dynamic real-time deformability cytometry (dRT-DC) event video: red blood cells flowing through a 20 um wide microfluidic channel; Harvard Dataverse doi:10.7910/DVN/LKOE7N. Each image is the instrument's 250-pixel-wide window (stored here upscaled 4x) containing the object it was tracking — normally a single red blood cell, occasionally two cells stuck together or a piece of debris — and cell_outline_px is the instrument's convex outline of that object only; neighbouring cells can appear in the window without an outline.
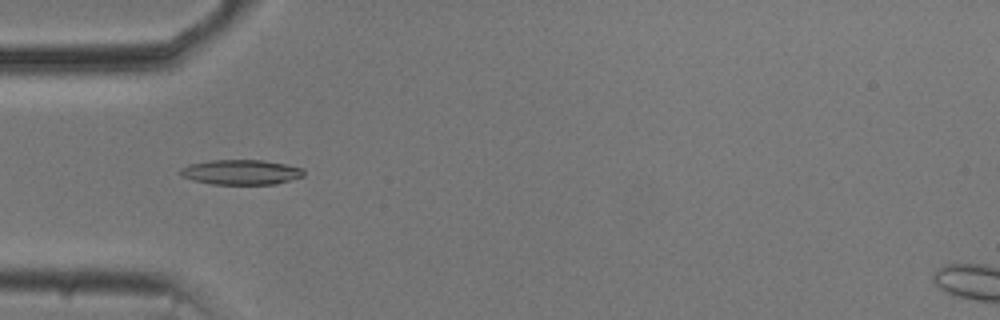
{"species": "common noctule bat (a hibernating species)", "species_latin": "Nyctalus noctula", "temperature_condition": "cold", "stored_images_in_passage": 54, "camera_frame_rate_fps": 3000, "um_per_image_px": 0.085, "animal": {"sex": "male", "body_mass_g": 20.5, "forearm_length_mm": 52.5}, "frame": {"image": 1, "passage_image": 17, "time_ms": 5.333, "image_size_px": [1000, 320], "cell_outline_px": [[304, 176], [276, 184], [212, 184], [180, 176], [176, 172], [180, 168], [188, 164], [212, 160], [264, 160], [304, 168]], "centroid_in_image_um": [20.46, 14.63], "position_along_channel_um": 64.5, "area_um2": 18.03}}
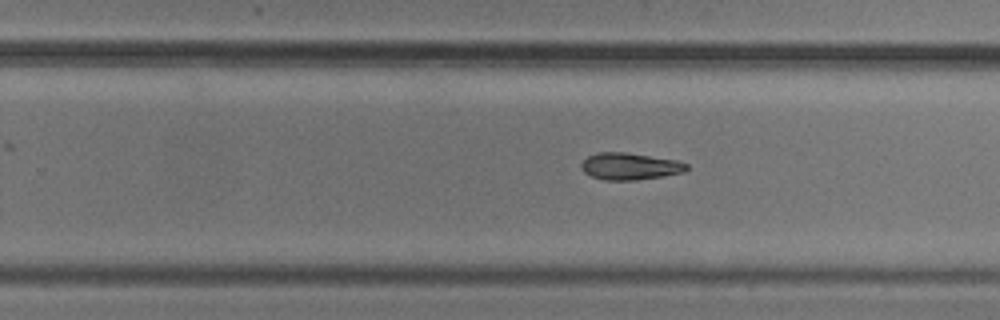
{"frame": {"image": 2, "passage_image": 34, "time_ms": 11.0, "image_size_px": [1000, 320], "cell_outline_px": [[688, 168], [684, 172], [636, 180], [604, 180], [592, 176], [584, 172], [580, 168], [580, 164], [588, 156], [596, 152], [624, 152], [676, 160], [688, 164]], "centroid_in_image_um": [53.5, 14.13], "position_along_channel_um": 276.3, "area_um2": 16.42}}
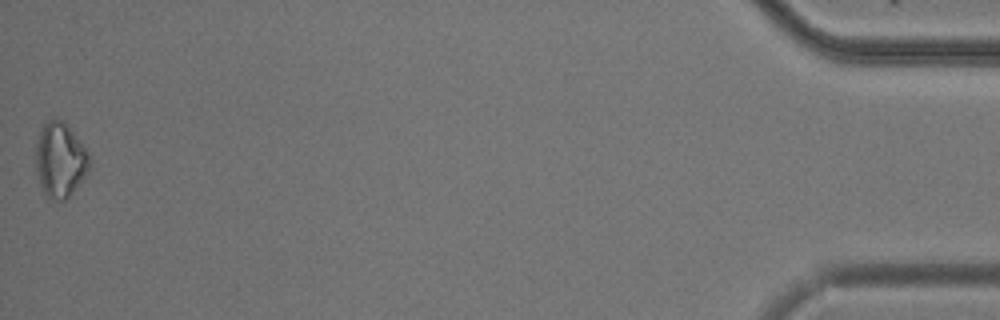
{"frame": {"image": 3, "passage_image": 54, "time_ms": 17.667, "image_size_px": [1000, 320], "cell_outline_px": [[88, 172], [68, 196], [64, 200], [52, 200], [44, 192], [40, 184], [36, 168], [36, 144], [40, 132], [44, 124], [48, 120], [56, 116], [72, 132], [88, 152]], "centroid_in_image_um": [5.08, 13.59], "position_along_channel_um": 430.1, "area_um2": 22.72}}